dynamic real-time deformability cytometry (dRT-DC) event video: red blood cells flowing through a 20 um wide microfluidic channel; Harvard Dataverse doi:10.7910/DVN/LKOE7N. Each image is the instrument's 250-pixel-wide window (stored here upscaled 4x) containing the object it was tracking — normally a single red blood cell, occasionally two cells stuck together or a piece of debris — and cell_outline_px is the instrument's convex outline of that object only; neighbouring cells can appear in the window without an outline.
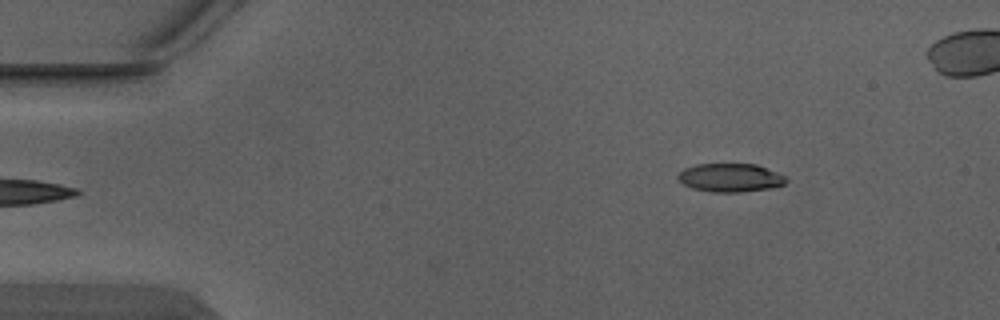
{"species": "Egyptian fruit bat (a non-hibernating species)", "species_latin": "Rousettus aegyptiacus", "temperature_condition": "warm", "stored_images_in_passage": 4, "camera_frame_rate_fps": 3000, "um_per_image_px": 0.085, "animal": {"sex": "male"}, "frame": {"image": 1, "passage_image": 4, "time_ms": 1.0, "image_size_px": [1000, 320], "cell_outline_px": [[788, 180], [784, 184], [776, 188], [740, 192], [712, 192], [692, 188], [684, 184], [676, 176], [684, 168], [696, 164], [756, 164], [776, 172], [784, 176]], "centroid_in_image_um": [62.09, 15.11], "position_along_channel_um": 22.9, "area_um2": 17.98}}